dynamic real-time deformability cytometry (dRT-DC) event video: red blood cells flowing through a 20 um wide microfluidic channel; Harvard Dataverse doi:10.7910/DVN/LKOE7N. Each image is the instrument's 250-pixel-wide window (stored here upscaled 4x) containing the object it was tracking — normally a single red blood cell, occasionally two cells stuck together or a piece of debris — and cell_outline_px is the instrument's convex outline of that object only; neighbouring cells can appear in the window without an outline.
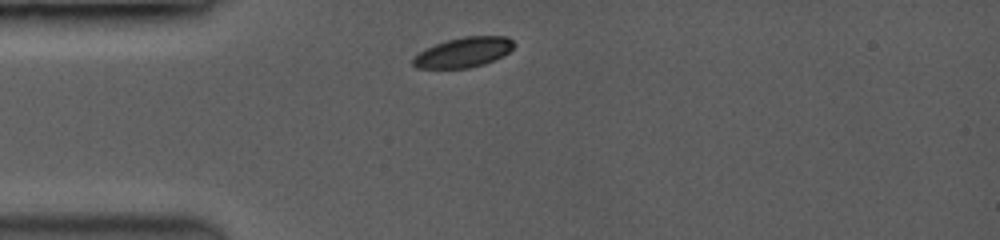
{"species": "common noctule bat (a hibernating species)", "species_latin": "Nyctalus noctula", "temperature_condition": "room temperature", "stored_images_in_passage": 9, "camera_frame_rate_fps": 3500, "um_per_image_px": 0.085, "animal": {"sex": "female", "body_mass_g": 19.0, "forearm_length_mm": 53.3}, "frame": {"image": 1, "passage_image": 1, "time_ms": 0.0, "image_size_px": [1000, 240], "cell_outline_px": [[516, 44], [508, 52], [484, 64], [468, 68], [416, 68], [412, 64], [412, 60], [420, 52], [436, 44], [448, 40], [464, 36], [508, 36]], "centroid_in_image_um": [39.41, 4.44], "position_along_channel_um": 45.6, "area_um2": 17.34}}
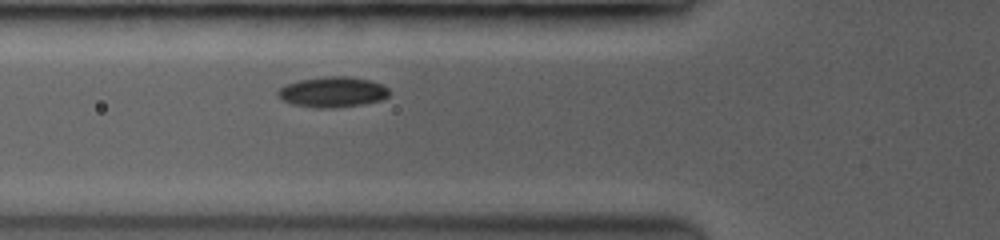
{"frame": {"image": 2, "passage_image": 6, "time_ms": 1.714, "image_size_px": [1000, 240], "cell_outline_px": [[388, 96], [380, 100], [360, 104], [320, 108], [292, 104], [284, 100], [276, 92], [280, 88], [288, 84], [300, 80], [324, 76], [348, 76], [368, 80], [380, 84], [388, 88]], "centroid_in_image_um": [28.26, 7.8], "position_along_channel_um": 97.5, "area_um2": 19.19}}